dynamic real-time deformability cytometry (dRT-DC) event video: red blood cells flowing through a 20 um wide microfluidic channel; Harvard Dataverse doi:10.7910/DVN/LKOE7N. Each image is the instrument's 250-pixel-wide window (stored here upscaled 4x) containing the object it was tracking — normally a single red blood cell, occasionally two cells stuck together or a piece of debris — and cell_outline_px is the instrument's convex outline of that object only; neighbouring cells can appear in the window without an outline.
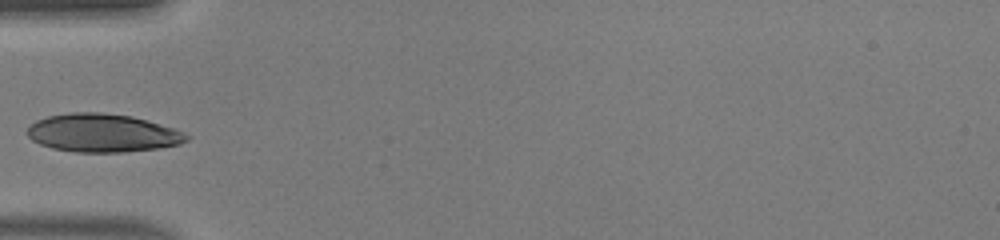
{"species": "human", "species_latin": "Homo sapiens", "temperature_condition": "warm", "stored_images_in_passage": 27, "camera_frame_rate_fps": 3000, "um_per_image_px": 0.085, "donor": {"sex": "male"}, "frame": {"image": 1, "passage_image": 1, "time_ms": 0.0, "image_size_px": [1000, 240], "cell_outline_px": [[192, 136], [188, 140], [180, 144], [160, 148], [124, 152], [76, 152], [52, 148], [40, 144], [32, 140], [28, 136], [28, 128], [36, 120], [48, 116], [72, 112], [100, 112], [132, 116], [172, 128]], "centroid_in_image_um": [8.72, 11.31], "position_along_channel_um": 76.3, "area_um2": 35.37}}
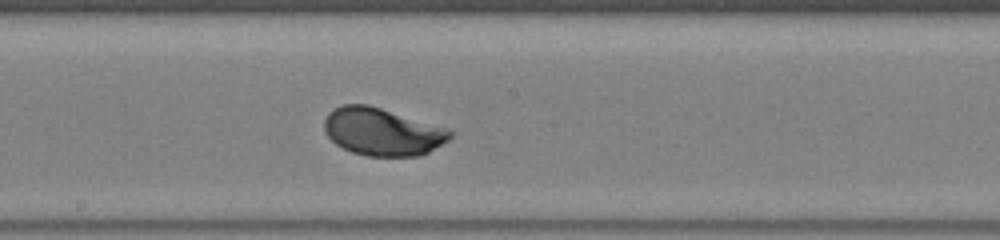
{"frame": {"image": 2, "passage_image": 11, "time_ms": 3.333, "image_size_px": [1000, 240], "cell_outline_px": [[452, 136], [448, 140], [428, 152], [420, 156], [368, 156], [352, 152], [336, 144], [324, 132], [324, 120], [328, 112], [332, 108], [344, 104], [368, 104], [448, 128], [452, 132]], "centroid_in_image_um": [32.47, 11.19], "position_along_channel_um": 215.7, "area_um2": 34.91}}
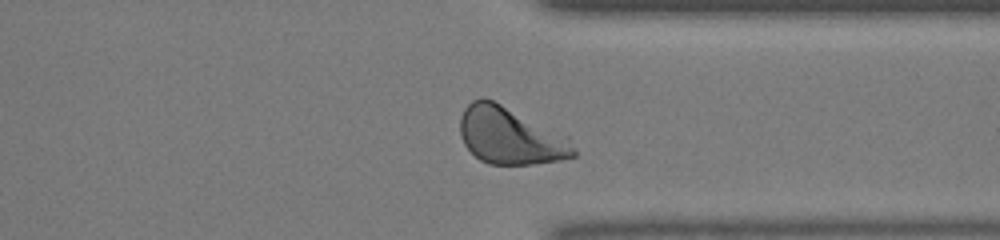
{"frame": {"image": 3, "passage_image": 22, "time_ms": 7.0, "image_size_px": [1000, 240], "cell_outline_px": [[576, 156], [560, 160], [532, 164], [488, 164], [480, 160], [464, 144], [460, 136], [460, 116], [464, 108], [472, 100], [480, 96], [484, 96], [568, 136], [576, 152]], "centroid_in_image_um": [43.35, 11.54], "position_along_channel_um": 368.1, "area_um2": 37.74}}